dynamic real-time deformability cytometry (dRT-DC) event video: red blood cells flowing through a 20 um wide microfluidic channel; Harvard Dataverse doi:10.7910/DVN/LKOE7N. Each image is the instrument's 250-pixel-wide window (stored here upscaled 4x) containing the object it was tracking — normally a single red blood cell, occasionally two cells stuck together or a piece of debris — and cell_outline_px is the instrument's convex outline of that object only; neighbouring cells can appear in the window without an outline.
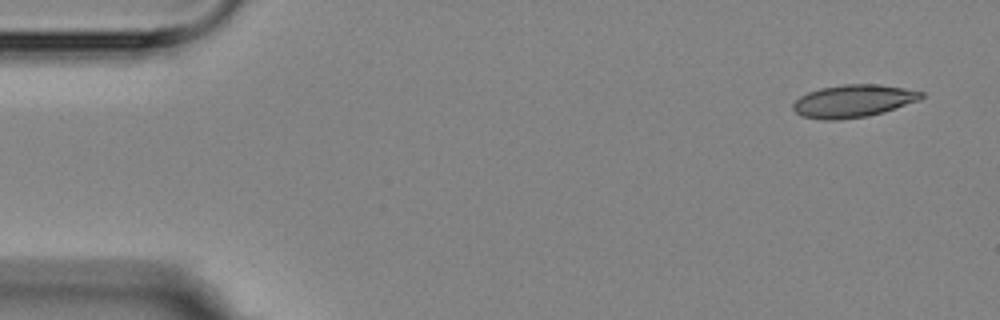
{"species": "Egyptian fruit bat (a non-hibernating species)", "species_latin": "Rousettus aegyptiacus", "temperature_condition": "room temperature", "stored_images_in_passage": 4, "camera_frame_rate_fps": 3000, "um_per_image_px": 0.085, "animal": {"sex": "female"}, "frame": {"image": 1, "passage_image": 1, "time_ms": 0.0, "image_size_px": [1000, 320], "cell_outline_px": [[924, 96], [920, 100], [884, 112], [868, 116], [840, 120], [824, 120], [800, 116], [792, 108], [792, 104], [800, 96], [808, 92], [820, 88], [844, 84], [880, 84], [904, 88], [924, 92]], "centroid_in_image_um": [72.52, 8.59], "position_along_channel_um": 12.5, "area_um2": 24.57}}
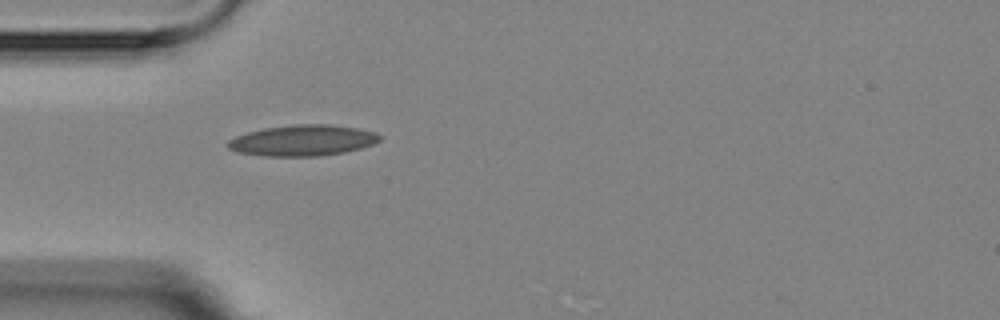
{"frame": {"image": 2, "passage_image": 4, "time_ms": 4.333, "image_size_px": [1000, 320], "cell_outline_px": [[384, 136], [380, 140], [372, 144], [360, 148], [344, 152], [320, 156], [260, 156], [236, 152], [228, 148], [228, 140], [236, 136], [248, 132], [264, 128], [292, 124], [328, 124], [356, 128], [376, 132]], "centroid_in_image_um": [25.72, 11.93], "position_along_channel_um": 59.3, "area_um2": 27.51}}